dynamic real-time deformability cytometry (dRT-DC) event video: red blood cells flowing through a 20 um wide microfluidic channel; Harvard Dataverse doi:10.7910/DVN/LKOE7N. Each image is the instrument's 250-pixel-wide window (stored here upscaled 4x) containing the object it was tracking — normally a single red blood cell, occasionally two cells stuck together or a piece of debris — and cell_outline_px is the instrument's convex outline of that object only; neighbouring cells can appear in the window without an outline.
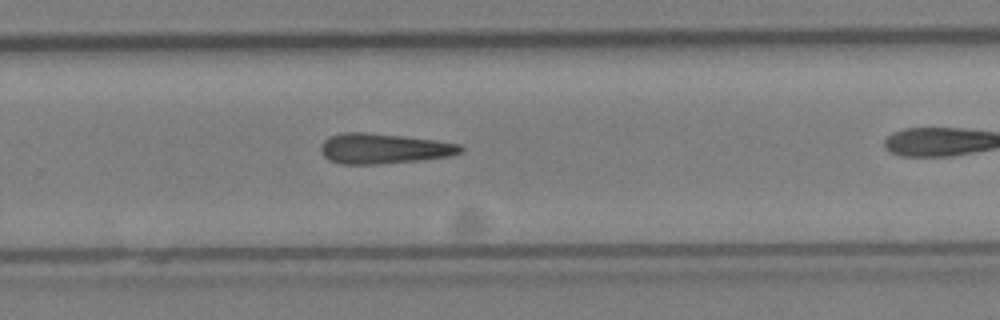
{"species": "Egyptian fruit bat (a non-hibernating species)", "species_latin": "Rousettus aegyptiacus", "temperature_condition": "cold", "stored_images_in_passage": 19, "camera_frame_rate_fps": 3000, "um_per_image_px": 0.085, "animal": {"sex": "female"}, "frame": {"image": 1, "passage_image": 14, "time_ms": 4.333, "image_size_px": [1000, 320], "cell_outline_px": [[464, 152], [452, 156], [420, 160], [380, 164], [340, 164], [328, 160], [320, 152], [320, 144], [328, 136], [344, 132], [364, 132], [436, 140], [460, 144], [464, 148]], "centroid_in_image_um": [32.6, 12.63], "position_along_channel_um": 297.2, "area_um2": 24.91}}
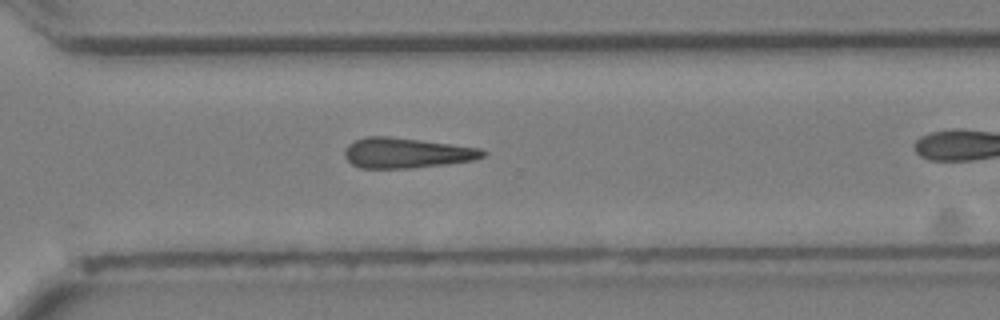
{"frame": {"image": 2, "passage_image": 16, "time_ms": 5.0, "image_size_px": [1000, 320], "cell_outline_px": [[488, 156], [476, 160], [412, 168], [360, 168], [352, 164], [344, 156], [344, 152], [348, 144], [356, 140], [368, 136], [388, 136], [420, 140], [480, 148], [488, 152]], "centroid_in_image_um": [34.59, 13.0], "position_along_channel_um": 336.0, "area_um2": 24.39}}